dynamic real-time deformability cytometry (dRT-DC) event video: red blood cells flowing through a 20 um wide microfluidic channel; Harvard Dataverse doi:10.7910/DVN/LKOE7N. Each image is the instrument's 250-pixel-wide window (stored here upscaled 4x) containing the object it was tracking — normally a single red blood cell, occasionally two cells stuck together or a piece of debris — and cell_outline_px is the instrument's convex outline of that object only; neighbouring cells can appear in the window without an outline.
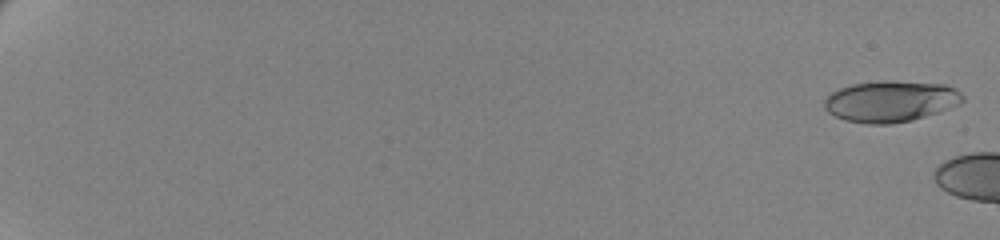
{"species": "human", "species_latin": "Homo sapiens", "temperature_condition": "cold", "stored_images_in_passage": 7, "camera_frame_rate_fps": 3000, "um_per_image_px": 0.085, "donor": {"sex": "female"}, "frame": {"image": 1, "passage_image": 2, "time_ms": 0.333, "image_size_px": [1000, 240], "cell_outline_px": [[964, 100], [960, 104], [940, 112], [912, 120], [888, 124], [868, 124], [844, 120], [828, 112], [824, 108], [824, 100], [832, 92], [840, 88], [852, 84], [944, 84], [956, 88], [964, 96]], "centroid_in_image_um": [75.72, 8.68], "position_along_channel_um": 9.3, "area_um2": 32.02}}